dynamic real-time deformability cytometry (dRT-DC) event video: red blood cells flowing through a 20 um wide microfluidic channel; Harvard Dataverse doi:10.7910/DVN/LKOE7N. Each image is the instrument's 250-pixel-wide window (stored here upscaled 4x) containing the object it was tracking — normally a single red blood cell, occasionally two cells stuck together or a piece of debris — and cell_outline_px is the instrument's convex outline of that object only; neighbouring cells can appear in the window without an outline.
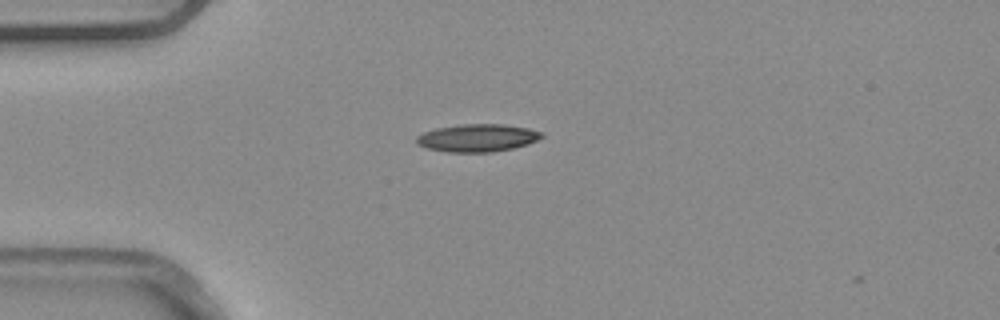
{"species": "common noctule bat (a hibernating species)", "species_latin": "Nyctalus noctula", "temperature_condition": "warm", "stored_images_in_passage": 3, "camera_frame_rate_fps": 3000, "um_per_image_px": 0.085, "animal": {"sex": "male", "body_mass_g": 20.4}, "frame": {"image": 1, "passage_image": 1, "time_ms": 0.0, "image_size_px": [1000, 320], "cell_outline_px": [[544, 136], [528, 144], [512, 148], [492, 152], [448, 152], [428, 148], [416, 144], [416, 136], [424, 132], [436, 128], [464, 124], [504, 124], [528, 128], [544, 132]], "centroid_in_image_um": [40.59, 11.72], "position_along_channel_um": 44.4, "area_um2": 20.17}}
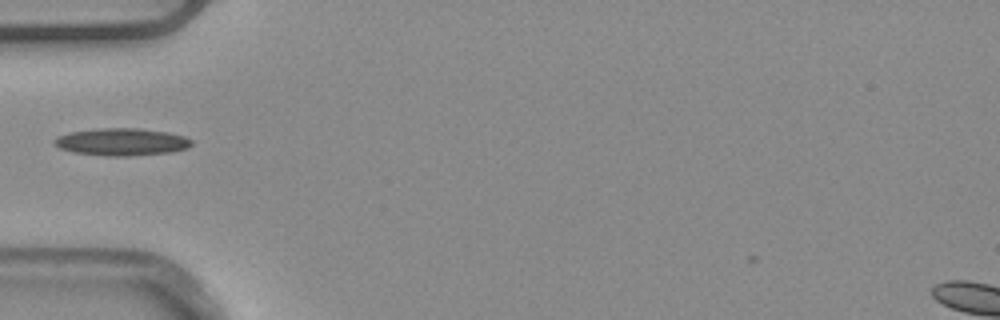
{"frame": {"image": 2, "passage_image": 2, "time_ms": 0.333, "image_size_px": [1000, 320], "cell_outline_px": [[192, 144], [188, 148], [172, 152], [128, 156], [108, 156], [72, 152], [60, 148], [52, 140], [56, 136], [68, 132], [96, 128], [140, 128], [168, 132], [184, 136], [192, 140]], "centroid_in_image_um": [10.33, 12.05], "position_along_channel_um": 74.7, "area_um2": 22.08}}